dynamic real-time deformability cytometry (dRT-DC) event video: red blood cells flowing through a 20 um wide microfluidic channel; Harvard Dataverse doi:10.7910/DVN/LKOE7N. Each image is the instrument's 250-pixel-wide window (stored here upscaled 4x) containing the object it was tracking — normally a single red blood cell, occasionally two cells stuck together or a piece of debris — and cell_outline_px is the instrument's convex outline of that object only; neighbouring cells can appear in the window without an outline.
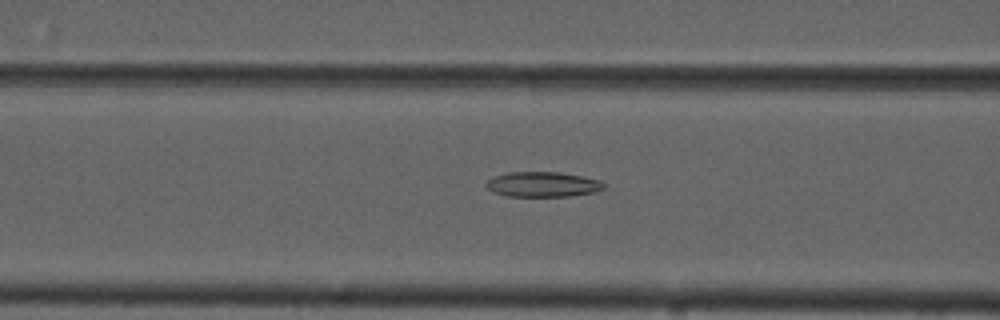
{"species": "common noctule bat (a hibernating species)", "species_latin": "Nyctalus noctula", "temperature_condition": "cold", "stored_images_in_passage": 55, "camera_frame_rate_fps": 3000, "um_per_image_px": 0.085, "animal": {"sex": "male", "forearm_length_mm": 52.5}, "frame": {"image": 1, "passage_image": 22, "time_ms": 7.0, "image_size_px": [1000, 320], "cell_outline_px": [[604, 188], [592, 192], [568, 196], [508, 196], [492, 192], [484, 184], [492, 176], [508, 172], [560, 172], [600, 180], [604, 184]], "centroid_in_image_um": [46.07, 15.66], "position_along_channel_um": 120.5, "area_um2": 17.11}}
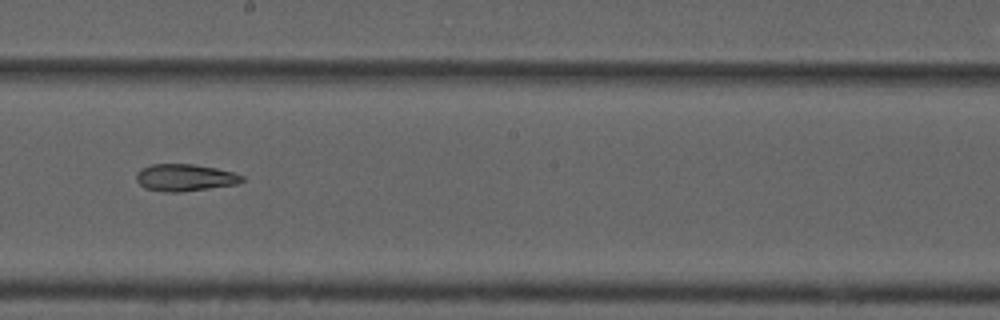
{"frame": {"image": 2, "passage_image": 31, "time_ms": 10.0, "image_size_px": [1000, 320], "cell_outline_px": [[244, 180], [236, 184], [180, 192], [168, 192], [144, 188], [136, 180], [136, 172], [140, 168], [152, 164], [192, 164], [216, 168], [232, 172], [244, 176]], "centroid_in_image_um": [15.68, 15.09], "position_along_channel_um": 232.5, "area_um2": 16.59}}
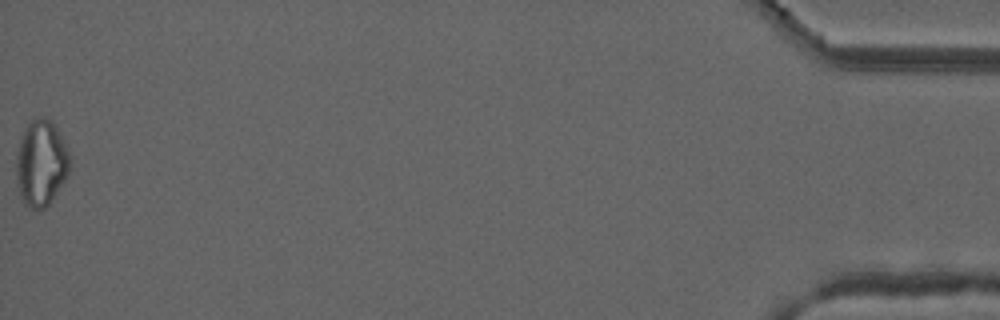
{"frame": {"image": 3, "passage_image": 55, "time_ms": 18.0, "image_size_px": [1000, 320], "cell_outline_px": [[72, 168], [68, 176], [48, 204], [44, 208], [32, 208], [24, 204], [20, 192], [16, 172], [16, 160], [20, 140], [28, 124], [36, 116], [44, 116], [52, 120], [56, 124], [68, 152], [72, 164]], "centroid_in_image_um": [3.53, 13.82], "position_along_channel_um": 431.7, "area_um2": 26.82}, "authors_computed_cell_mechanics": {"area_um2": 19.652, "velocity_mm_per_s": 3.7311, "shape_relaxation_time_tau1_ms": 10.5873, "shape_relaxation_time_tau2_ms": null, "deformation_change_tau1": 0.1999, "deformation_change_tau2": null}}